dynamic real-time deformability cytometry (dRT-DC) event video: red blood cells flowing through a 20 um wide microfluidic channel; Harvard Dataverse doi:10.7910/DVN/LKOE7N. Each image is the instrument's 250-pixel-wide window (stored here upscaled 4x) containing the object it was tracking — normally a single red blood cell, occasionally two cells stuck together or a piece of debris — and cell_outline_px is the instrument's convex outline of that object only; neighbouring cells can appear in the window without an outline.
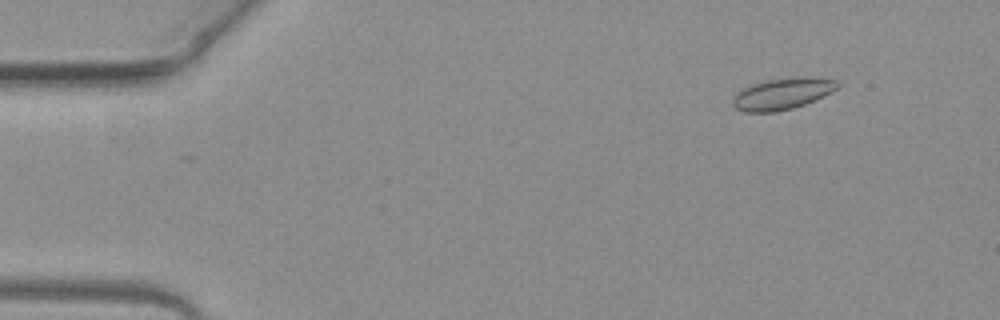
{"species": "common noctule bat (a hibernating species)", "species_latin": "Nyctalus noctula", "temperature_condition": "warm", "stored_images_in_passage": 53, "camera_frame_rate_fps": 3000, "um_per_image_px": 0.085, "animal": {"sex": "female", "body_mass_g": 19.3, "forearm_length_mm": 54.1}, "frame": {"image": 1, "passage_image": 6, "time_ms": 1.667, "image_size_px": [1000, 320], "cell_outline_px": [[840, 84], [832, 92], [816, 100], [792, 108], [776, 112], [744, 112], [736, 108], [732, 104], [732, 96], [744, 88], [752, 84], [764, 80], [796, 76], [812, 76], [836, 80]], "centroid_in_image_um": [66.51, 7.95], "position_along_channel_um": 18.5, "area_um2": 19.48}}
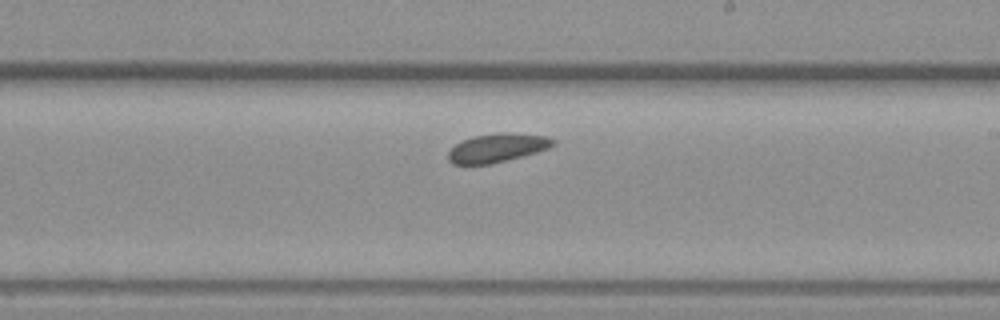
{"frame": {"image": 2, "passage_image": 31, "time_ms": 10.0, "image_size_px": [1000, 320], "cell_outline_px": [[556, 144], [548, 148], [536, 152], [492, 164], [452, 164], [448, 160], [448, 152], [456, 144], [472, 136], [504, 132], [512, 132], [548, 136], [556, 140]], "centroid_in_image_um": [42.29, 12.56], "position_along_channel_um": 246.7, "area_um2": 17.57}}
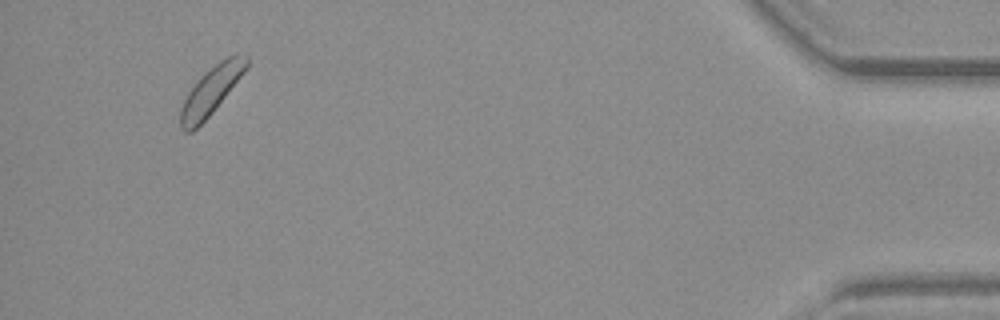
{"frame": {"image": 3, "passage_image": 50, "time_ms": 16.333, "image_size_px": [1000, 320], "cell_outline_px": [[248, 68], [212, 112], [192, 132], [184, 132], [180, 128], [180, 108], [188, 92], [200, 76], [204, 72], [220, 60], [236, 52], [248, 56]], "centroid_in_image_um": [17.95, 7.67], "position_along_channel_um": 417.2, "area_um2": 18.44}}